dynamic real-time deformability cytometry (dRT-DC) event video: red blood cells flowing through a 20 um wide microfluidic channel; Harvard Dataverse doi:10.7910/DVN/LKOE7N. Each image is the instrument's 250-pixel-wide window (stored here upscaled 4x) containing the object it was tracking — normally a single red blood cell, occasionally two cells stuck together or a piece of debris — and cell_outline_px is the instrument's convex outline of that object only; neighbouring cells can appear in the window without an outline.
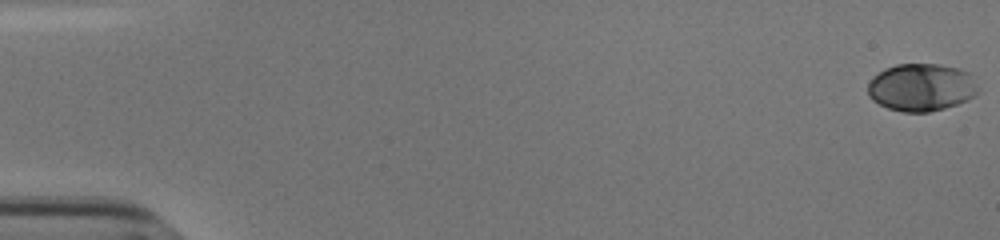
{"species": "human", "species_latin": "Homo sapiens", "temperature_condition": "cold", "stored_images_in_passage": 56, "camera_frame_rate_fps": 3000, "um_per_image_px": 0.085, "donor": {"sex": "male"}, "frame": {"image": 1, "passage_image": 1, "time_ms": 0.0, "image_size_px": [1000, 240], "cell_outline_px": [[980, 92], [976, 96], [968, 100], [944, 108], [928, 112], [904, 112], [888, 108], [872, 100], [868, 96], [868, 84], [872, 76], [884, 68], [896, 64], [940, 64], [960, 68], [968, 72], [972, 76]], "centroid_in_image_um": [78.32, 7.41], "position_along_channel_um": 6.7, "area_um2": 30.92}}
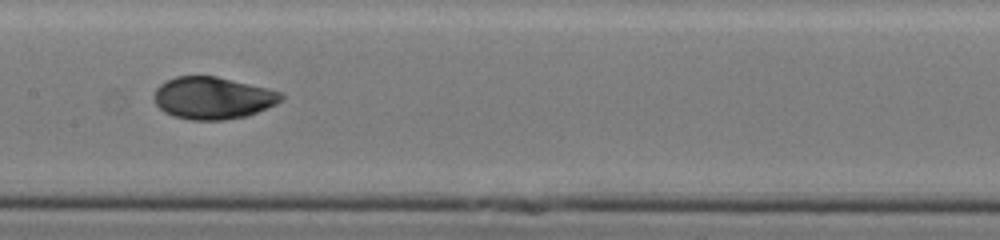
{"frame": {"image": 2, "passage_image": 30, "time_ms": 9.667, "image_size_px": [1000, 240], "cell_outline_px": [[284, 96], [276, 104], [248, 116], [224, 120], [192, 120], [172, 116], [164, 112], [156, 104], [156, 88], [160, 84], [176, 76], [216, 76], [268, 88], [280, 92]], "centroid_in_image_um": [18.1, 8.33], "position_along_channel_um": 189.3, "area_um2": 31.1}}
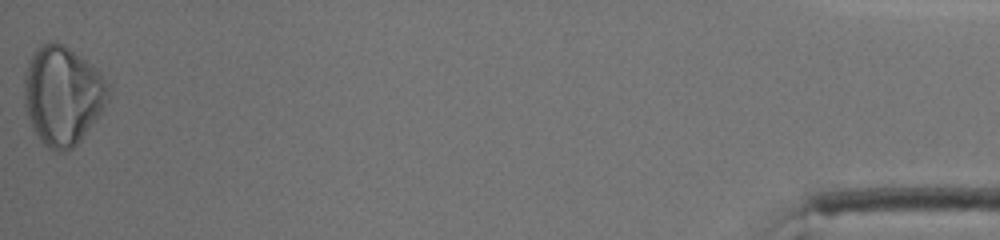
{"frame": {"image": 3, "passage_image": 56, "time_ms": 18.333, "image_size_px": [1000, 240], "cell_outline_px": [[112, 88], [108, 100], [100, 112], [80, 140], [72, 148], [60, 152], [56, 152], [48, 148], [36, 136], [32, 128], [24, 104], [24, 72], [28, 60], [32, 52], [36, 48], [44, 44], [56, 40], [64, 44], [96, 68], [100, 72]], "centroid_in_image_um": [5.3, 8.09], "position_along_channel_um": 429.9, "area_um2": 48.67}, "authors_computed_cell_mechanics": {"area_um2": 31.2409, "velocity_mm_per_s": 3.8054, "shape_relaxation_time_tau1_ms": 2.8949, "shape_relaxation_time_tau2_ms": 1.9289, "deformation_change_tau1": 0.1266, "deformation_change_tau2": 0.0451}}